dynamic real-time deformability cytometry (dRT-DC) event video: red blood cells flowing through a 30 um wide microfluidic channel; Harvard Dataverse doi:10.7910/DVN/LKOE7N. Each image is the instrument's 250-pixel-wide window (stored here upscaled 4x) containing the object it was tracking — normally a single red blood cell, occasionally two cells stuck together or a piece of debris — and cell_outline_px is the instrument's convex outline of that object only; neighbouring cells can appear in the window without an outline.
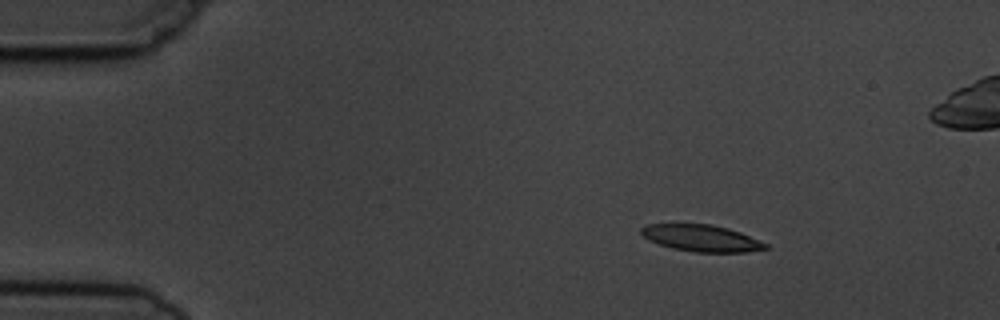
{"species": "common noctule bat (a hibernating species)", "species_latin": "Nyctalus noctula", "temperature_condition": "cold", "stored_images_in_passage": 6, "camera_frame_rate_fps": 3000, "um_per_image_px": 0.085, "animal": {"sex": "male", "body_mass_g": 19.5, "forearm_length_mm": 54.6}, "frame": {"image": 1, "passage_image": 2, "time_ms": 2.333, "image_size_px": [1000, 320], "cell_outline_px": [[768, 248], [744, 252], [696, 252], [672, 248], [648, 240], [640, 232], [640, 228], [644, 224], [712, 224], [728, 228], [740, 232], [768, 244]], "centroid_in_image_um": [59.6, 20.23], "position_along_channel_um": 25.4, "area_um2": 19.25}}
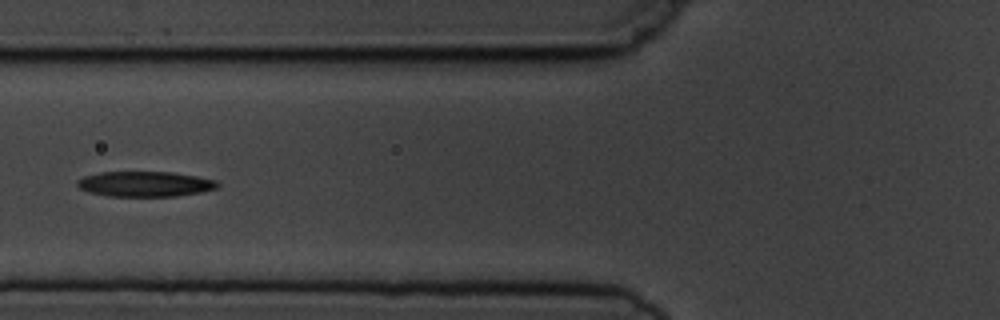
{"frame": {"image": 2, "passage_image": 6, "time_ms": 6.667, "image_size_px": [1000, 320], "cell_outline_px": [[220, 184], [216, 188], [200, 192], [176, 196], [108, 196], [88, 192], [80, 188], [76, 184], [76, 180], [84, 176], [100, 172], [172, 172], [196, 176], [216, 180]], "centroid_in_image_um": [12.3, 15.64], "position_along_channel_um": 113.5, "area_um2": 20.63}}